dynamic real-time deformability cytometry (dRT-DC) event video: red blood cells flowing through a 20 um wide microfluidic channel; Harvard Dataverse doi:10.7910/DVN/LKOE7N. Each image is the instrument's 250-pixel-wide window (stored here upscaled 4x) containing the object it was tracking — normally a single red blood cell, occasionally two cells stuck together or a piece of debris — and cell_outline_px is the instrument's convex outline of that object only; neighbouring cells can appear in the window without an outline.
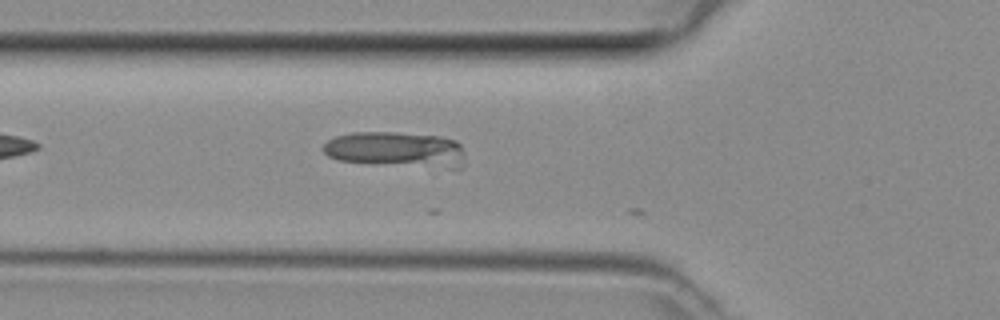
{"species": "common noctule bat (a hibernating species)", "species_latin": "Nyctalus noctula", "temperature_condition": "room temperature", "stored_images_in_passage": 7, "camera_frame_rate_fps": 3000, "um_per_image_px": 0.085, "animal": {"sex": "female", "body_mass_g": 29.2, "forearm_length_mm": 56.3}, "frame": {"image": 1, "passage_image": 3, "time_ms": 0.667, "image_size_px": [1000, 320], "cell_outline_px": [[464, 168], [448, 168], [336, 160], [328, 156], [320, 148], [328, 140], [336, 136], [352, 132], [396, 132], [440, 136], [456, 140], [460, 144], [464, 164]], "centroid_in_image_um": [33.65, 12.69], "position_along_channel_um": 92.1, "area_um2": 29.19}}